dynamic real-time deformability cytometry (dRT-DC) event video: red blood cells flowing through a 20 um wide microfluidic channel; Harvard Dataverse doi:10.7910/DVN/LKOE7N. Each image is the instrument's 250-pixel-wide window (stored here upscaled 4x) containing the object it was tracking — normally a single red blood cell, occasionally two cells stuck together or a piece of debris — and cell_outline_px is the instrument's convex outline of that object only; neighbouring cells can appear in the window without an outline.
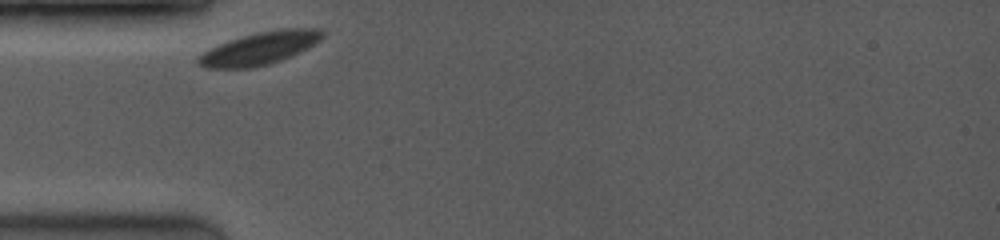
{"species": "common noctule bat (a hibernating species)", "species_latin": "Nyctalus noctula", "temperature_condition": "room temperature", "stored_images_in_passage": 23, "camera_frame_rate_fps": 3500, "um_per_image_px": 0.085, "animal": {"sex": "female", "body_mass_g": 19.0, "forearm_length_mm": 53.3}, "frame": {"image": 1, "passage_image": 1, "time_ms": 0.0, "image_size_px": [1000, 240], "cell_outline_px": [[324, 36], [320, 40], [280, 60], [268, 64], [252, 68], [204, 68], [196, 64], [196, 56], [220, 44], [256, 32], [280, 28], [320, 28], [324, 32]], "centroid_in_image_um": [22.03, 4.1], "position_along_channel_um": 63.0, "area_um2": 23.24}}
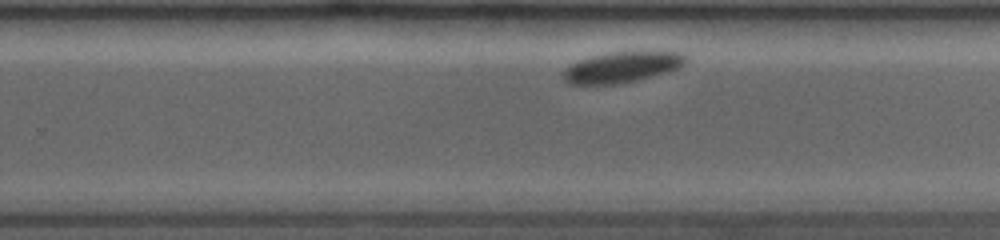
{"frame": {"image": 2, "passage_image": 15, "time_ms": 6.0, "image_size_px": [1000, 240], "cell_outline_px": [[688, 60], [684, 64], [676, 68], [652, 76], [620, 84], [568, 84], [564, 80], [564, 68], [580, 60], [592, 56], [608, 52], [644, 48], [684, 52], [688, 56]], "centroid_in_image_um": [52.97, 5.64], "position_along_channel_um": 276.8, "area_um2": 22.83}}
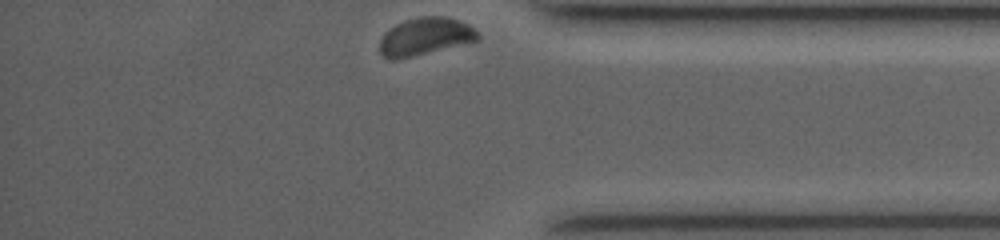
{"frame": {"image": 3, "passage_image": 23, "time_ms": 9.429, "image_size_px": [1000, 240], "cell_outline_px": [[480, 40], [396, 60], [392, 60], [384, 56], [380, 52], [380, 40], [396, 24], [404, 20], [420, 16], [444, 16], [468, 24], [480, 32]], "centroid_in_image_um": [36.18, 3.1], "position_along_channel_um": 399.0, "area_um2": 21.27}}